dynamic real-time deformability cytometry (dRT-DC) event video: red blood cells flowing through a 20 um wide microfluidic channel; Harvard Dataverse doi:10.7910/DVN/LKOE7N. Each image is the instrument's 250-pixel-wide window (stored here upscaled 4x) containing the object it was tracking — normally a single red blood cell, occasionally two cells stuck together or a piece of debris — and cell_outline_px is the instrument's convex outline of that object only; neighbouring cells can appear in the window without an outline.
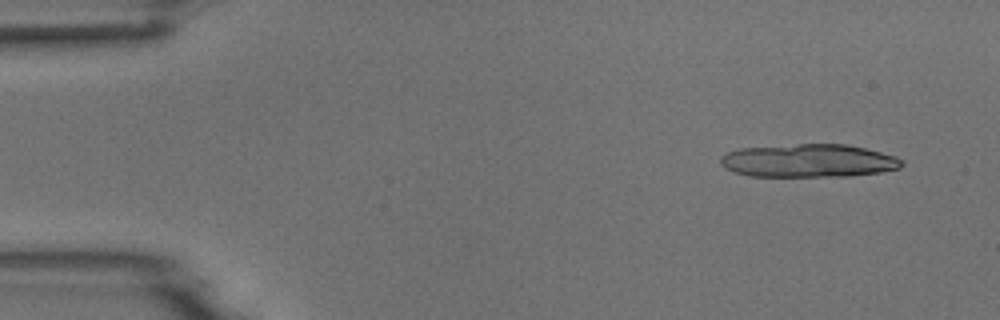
{"species": "common noctule bat (a hibernating species)", "species_latin": "Nyctalus noctula", "temperature_condition": "room temperature", "stored_images_in_passage": 4, "camera_frame_rate_fps": 3000, "um_per_image_px": 0.085, "animal": {"sex": "male", "body_mass_g": 18.8}, "frame": {"image": 1, "passage_image": 1, "time_ms": 0.0, "image_size_px": [1000, 320], "cell_outline_px": [[904, 164], [900, 168], [880, 172], [848, 176], [748, 176], [724, 168], [720, 164], [720, 156], [724, 152], [740, 148], [800, 144], [844, 144], [864, 148], [896, 156], [904, 160]], "centroid_in_image_um": [68.71, 13.66], "position_along_channel_um": 16.3, "area_um2": 35.14}}